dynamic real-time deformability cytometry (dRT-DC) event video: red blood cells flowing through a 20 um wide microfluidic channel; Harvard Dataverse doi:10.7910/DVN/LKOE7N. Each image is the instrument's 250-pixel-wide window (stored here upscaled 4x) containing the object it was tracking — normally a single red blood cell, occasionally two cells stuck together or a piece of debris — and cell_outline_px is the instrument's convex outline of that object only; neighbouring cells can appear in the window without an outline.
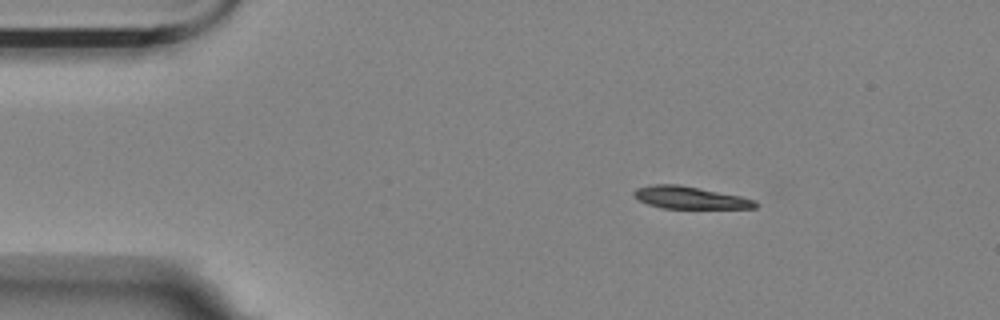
{"species": "Egyptian fruit bat (a non-hibernating species)", "species_latin": "Rousettus aegyptiacus", "temperature_condition": "room temperature", "stored_images_in_passage": 4, "segment_of_instrument_passage": [1, 2], "camera_frame_rate_fps": 3000, "um_per_image_px": 0.085, "animal": {"sex": "female"}, "frame": {"image": 1, "passage_image": 1, "time_ms": 0.0, "image_size_px": [1000, 320], "cell_outline_px": [[760, 204], [756, 208], [664, 208], [648, 204], [640, 200], [632, 192], [636, 188], [652, 184], [680, 184], [740, 196], [756, 200]], "centroid_in_image_um": [58.67, 16.79], "position_along_channel_um": 26.3, "area_um2": 15.72}}